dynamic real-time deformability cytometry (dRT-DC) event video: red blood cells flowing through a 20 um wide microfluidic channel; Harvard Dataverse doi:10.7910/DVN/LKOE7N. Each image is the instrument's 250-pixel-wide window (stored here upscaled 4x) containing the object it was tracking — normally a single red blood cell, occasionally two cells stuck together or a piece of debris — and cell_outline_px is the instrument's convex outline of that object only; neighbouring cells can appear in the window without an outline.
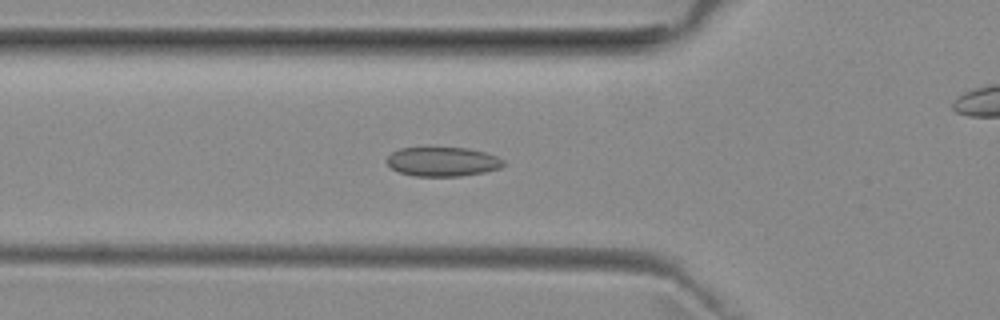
{"species": "common noctule bat (a hibernating species)", "species_latin": "Nyctalus noctula", "temperature_condition": "room temperature", "stored_images_in_passage": 38, "camera_frame_rate_fps": 3000, "um_per_image_px": 0.085, "animal": {"sex": "female", "body_mass_g": 29.2, "forearm_length_mm": 56.3}, "frame": {"image": 1, "passage_image": 3, "time_ms": 0.667, "image_size_px": [1000, 320], "cell_outline_px": [[504, 164], [500, 168], [484, 172], [460, 176], [412, 176], [400, 172], [392, 168], [384, 160], [392, 152], [400, 148], [468, 148], [484, 152], [496, 156], [504, 160]], "centroid_in_image_um": [37.6, 13.74], "position_along_channel_um": 88.2, "area_um2": 19.83}}
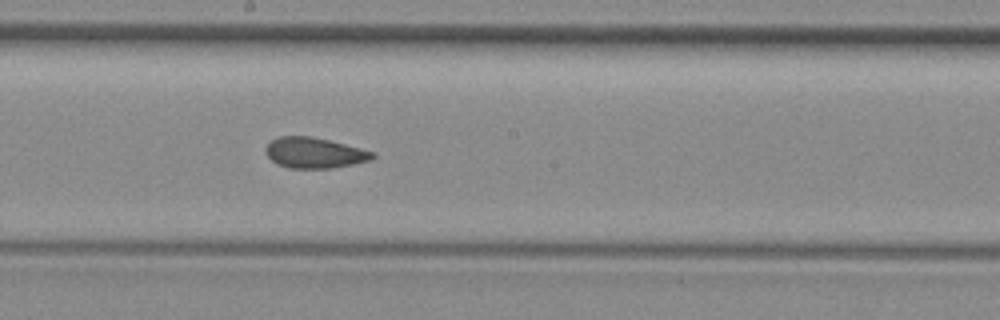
{"frame": {"image": 2, "passage_image": 13, "time_ms": 4.0, "image_size_px": [1000, 320], "cell_outline_px": [[376, 156], [372, 160], [332, 168], [288, 168], [276, 164], [264, 152], [264, 148], [272, 140], [280, 136], [312, 136], [376, 152]], "centroid_in_image_um": [26.72, 12.99], "position_along_channel_um": 221.5, "area_um2": 19.13}}
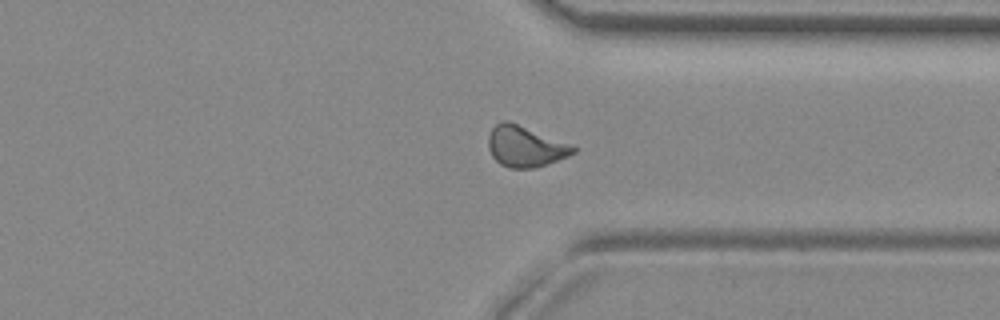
{"frame": {"image": 3, "passage_image": 24, "time_ms": 7.667, "image_size_px": [1000, 320], "cell_outline_px": [[580, 148], [576, 152], [568, 156], [536, 168], [512, 168], [500, 164], [492, 156], [488, 148], [488, 136], [492, 128], [496, 124], [504, 120], [508, 120], [572, 144]], "centroid_in_image_um": [44.67, 12.44], "position_along_channel_um": 366.7, "area_um2": 20.4}, "authors_computed_cell_mechanics": {"area_um2": 19.3341, "velocity_mm_per_s": 3.9887, "shape_relaxation_time_tau1_ms": null, "shape_relaxation_time_tau2_ms": 2.0357, "deformation_change_tau1": null, "deformation_change_tau2": 0.0709}}